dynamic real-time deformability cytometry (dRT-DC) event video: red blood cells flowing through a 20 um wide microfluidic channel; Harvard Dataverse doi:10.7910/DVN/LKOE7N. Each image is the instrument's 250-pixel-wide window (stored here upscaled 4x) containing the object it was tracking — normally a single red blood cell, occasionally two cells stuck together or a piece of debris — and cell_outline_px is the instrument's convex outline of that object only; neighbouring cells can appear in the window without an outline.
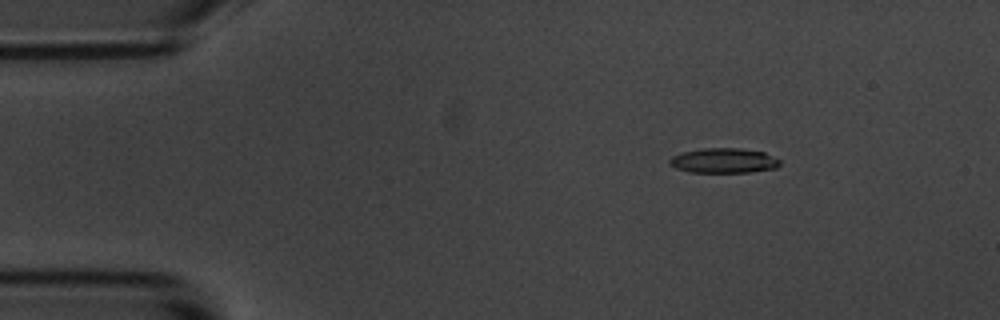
{"species": "common noctule bat (a hibernating species)", "species_latin": "Nyctalus noctula", "temperature_condition": "room temperature", "stored_images_in_passage": 4, "camera_frame_rate_fps": 3000, "um_per_image_px": 0.085, "animal": {"sex": "male", "body_mass_g": 20.1, "forearm_length_mm": 53.5}, "frame": {"image": 1, "passage_image": 2, "time_ms": 1.333, "image_size_px": [1000, 320], "cell_outline_px": [[780, 164], [776, 168], [752, 172], [688, 172], [676, 168], [668, 164], [668, 160], [672, 156], [680, 152], [704, 148], [740, 148], [764, 152], [780, 160]], "centroid_in_image_um": [61.48, 13.65], "position_along_channel_um": 23.5, "area_um2": 16.13}}